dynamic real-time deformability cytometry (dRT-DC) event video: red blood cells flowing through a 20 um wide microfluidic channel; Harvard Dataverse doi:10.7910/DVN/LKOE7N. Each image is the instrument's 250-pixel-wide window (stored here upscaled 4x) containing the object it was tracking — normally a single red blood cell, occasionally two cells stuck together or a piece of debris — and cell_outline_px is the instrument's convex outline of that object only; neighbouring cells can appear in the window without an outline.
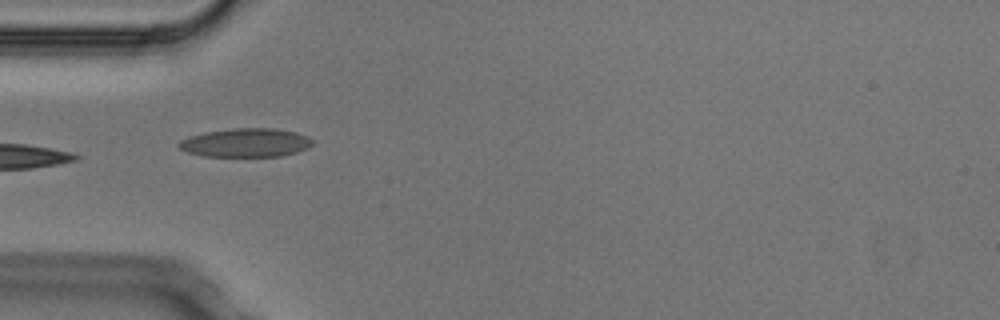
{"species": "Egyptian fruit bat (a non-hibernating species)", "species_latin": "Rousettus aegyptiacus", "temperature_condition": "cold", "stored_images_in_passage": 8, "camera_frame_rate_fps": 3000, "um_per_image_px": 0.085, "animal": {"sex": "male"}, "frame": {"image": 1, "passage_image": 4, "time_ms": 1.0, "image_size_px": [1000, 320], "cell_outline_px": [[316, 140], [308, 148], [296, 152], [280, 156], [204, 156], [188, 152], [180, 148], [176, 144], [180, 140], [188, 136], [204, 132], [232, 128], [276, 128], [296, 132], [308, 136]], "centroid_in_image_um": [20.91, 12.11], "position_along_channel_um": 64.1, "area_um2": 22.54}}
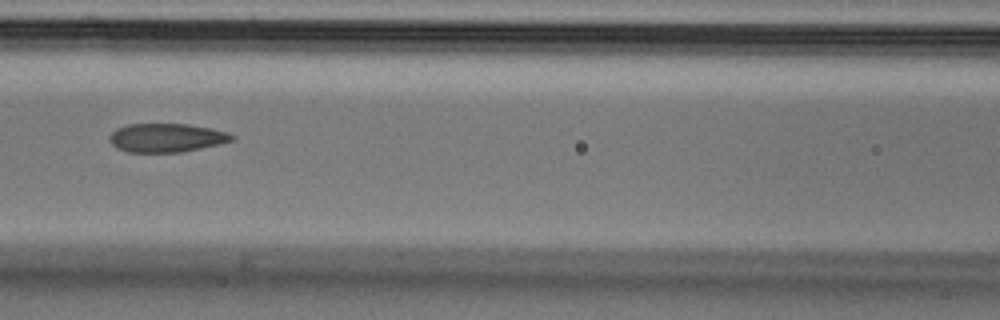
{"frame": {"image": 2, "passage_image": 6, "time_ms": 1.667, "image_size_px": [1000, 320], "cell_outline_px": [[236, 140], [200, 148], [180, 152], [128, 152], [116, 148], [108, 140], [108, 136], [116, 128], [128, 124], [188, 124], [212, 128], [228, 132], [236, 136]], "centroid_in_image_um": [14.15, 11.7], "position_along_channel_um": 152.4, "area_um2": 20.63}}
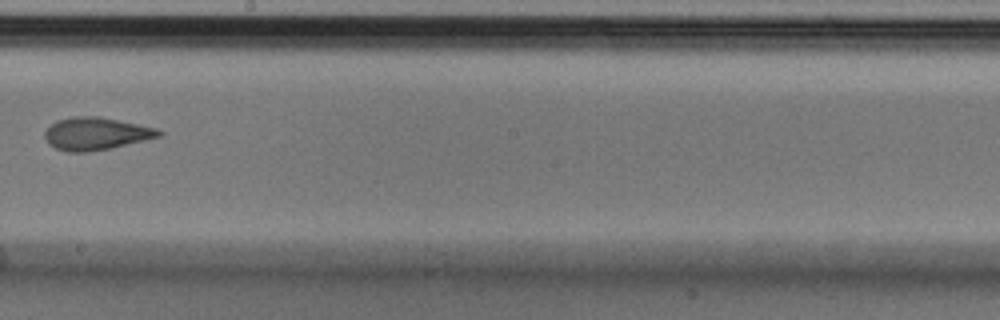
{"frame": {"image": 3, "passage_image": 8, "time_ms": 2.333, "image_size_px": [1000, 320], "cell_outline_px": [[164, 132], [160, 136], [112, 148], [88, 152], [68, 152], [56, 148], [48, 144], [44, 136], [44, 132], [56, 120], [72, 116], [100, 116], [156, 128]], "centroid_in_image_um": [8.13, 11.36], "position_along_channel_um": 240.1, "area_um2": 21.68}}